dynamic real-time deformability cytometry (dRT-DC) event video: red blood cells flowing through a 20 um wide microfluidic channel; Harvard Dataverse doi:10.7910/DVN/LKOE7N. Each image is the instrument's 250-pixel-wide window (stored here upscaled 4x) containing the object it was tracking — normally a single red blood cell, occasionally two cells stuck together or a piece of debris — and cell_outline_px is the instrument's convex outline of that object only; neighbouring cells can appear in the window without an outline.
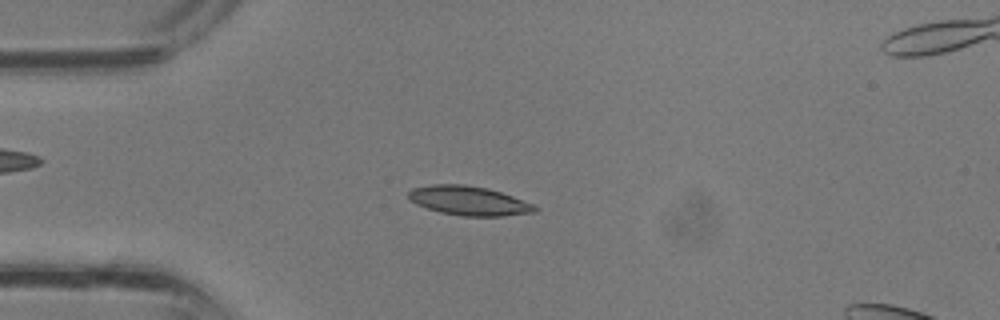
{"species": "common noctule bat (a hibernating species)", "species_latin": "Nyctalus noctula", "temperature_condition": "room temperature", "stored_images_in_passage": 35, "camera_frame_rate_fps": 3000, "um_per_image_px": 0.085, "animal": {"sex": "male", "body_mass_g": 13.3}, "frame": {"image": 1, "passage_image": 8, "time_ms": 2.333, "image_size_px": [1000, 320], "cell_outline_px": [[540, 208], [536, 212], [504, 216], [460, 216], [440, 212], [416, 204], [408, 200], [408, 192], [412, 188], [432, 184], [464, 184], [488, 188], [536, 204]], "centroid_in_image_um": [39.88, 17.06], "position_along_channel_um": 45.1, "area_um2": 21.79}}
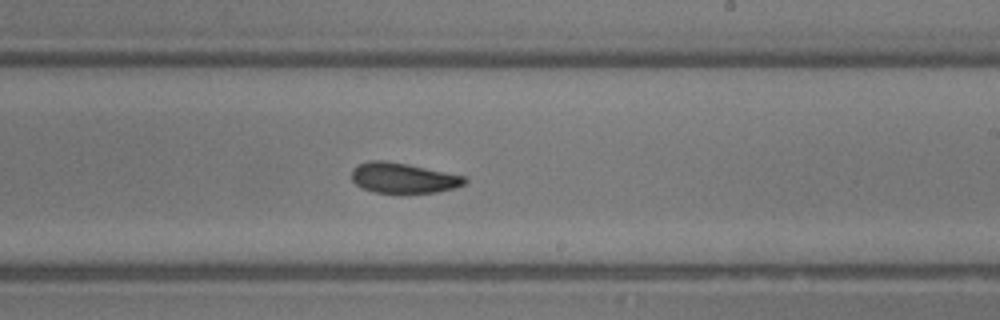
{"frame": {"image": 2, "passage_image": 20, "time_ms": 6.333, "image_size_px": [1000, 320], "cell_outline_px": [[468, 180], [464, 184], [456, 188], [436, 192], [400, 196], [376, 192], [360, 188], [352, 180], [352, 168], [368, 160], [384, 160], [408, 164], [464, 176]], "centroid_in_image_um": [34.26, 15.17], "position_along_channel_um": 254.7, "area_um2": 20.69}}
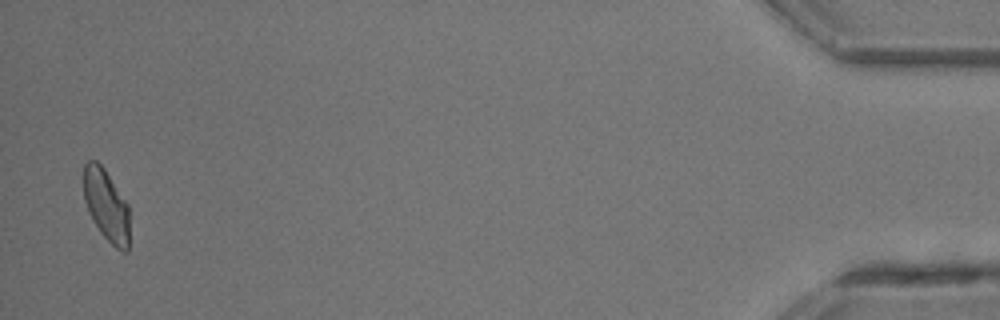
{"frame": {"image": 3, "passage_image": 34, "time_ms": 11.0, "image_size_px": [1000, 320], "cell_outline_px": [[128, 252], [124, 252], [116, 248], [100, 232], [88, 212], [84, 200], [84, 164], [88, 160], [96, 160], [104, 168], [128, 204]], "centroid_in_image_um": [9.02, 17.43], "position_along_channel_um": 426.2, "area_um2": 19.02}}